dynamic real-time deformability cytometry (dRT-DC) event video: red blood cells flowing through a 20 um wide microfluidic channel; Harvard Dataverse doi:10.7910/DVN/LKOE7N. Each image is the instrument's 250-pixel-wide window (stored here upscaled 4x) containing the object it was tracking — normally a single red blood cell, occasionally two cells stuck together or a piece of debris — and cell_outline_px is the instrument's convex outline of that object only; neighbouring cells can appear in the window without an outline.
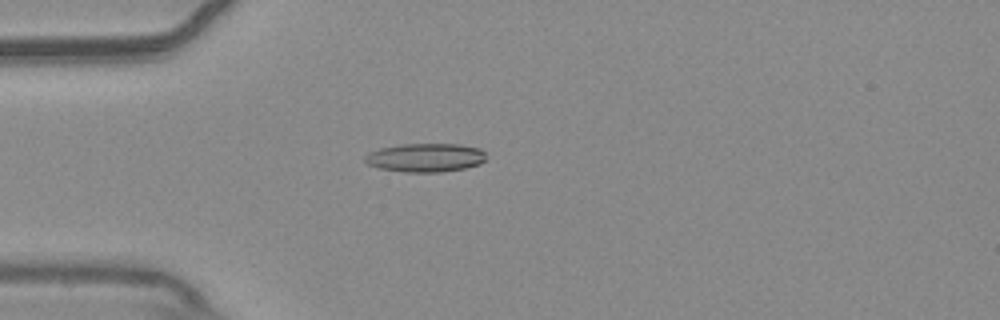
{"species": "common noctule bat (a hibernating species)", "species_latin": "Nyctalus noctula", "temperature_condition": "warm", "stored_images_in_passage": 43, "camera_frame_rate_fps": 3000, "um_per_image_px": 0.085, "animal": {"sex": "male", "body_mass_g": 20.4}, "frame": {"image": 1, "passage_image": 3, "time_ms": 0.667, "image_size_px": [1000, 320], "cell_outline_px": [[488, 160], [480, 164], [464, 168], [440, 172], [404, 172], [380, 168], [368, 164], [364, 160], [364, 156], [368, 152], [380, 148], [400, 144], [460, 144], [480, 148], [484, 152]], "centroid_in_image_um": [36.18, 13.39], "position_along_channel_um": 48.8, "area_um2": 20.4}}
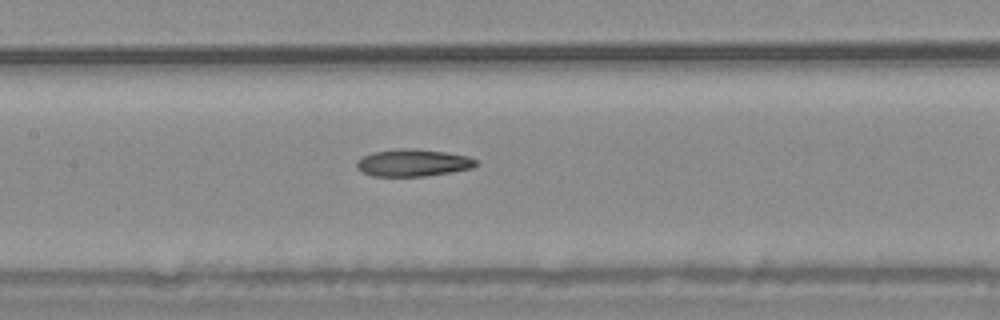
{"frame": {"image": 2, "passage_image": 14, "time_ms": 4.333, "image_size_px": [1000, 320], "cell_outline_px": [[476, 164], [472, 168], [452, 172], [424, 176], [372, 176], [356, 168], [356, 160], [372, 152], [400, 148], [416, 148], [444, 152], [468, 156], [476, 160]], "centroid_in_image_um": [35.08, 13.83], "position_along_channel_um": 172.3, "area_um2": 18.9}}
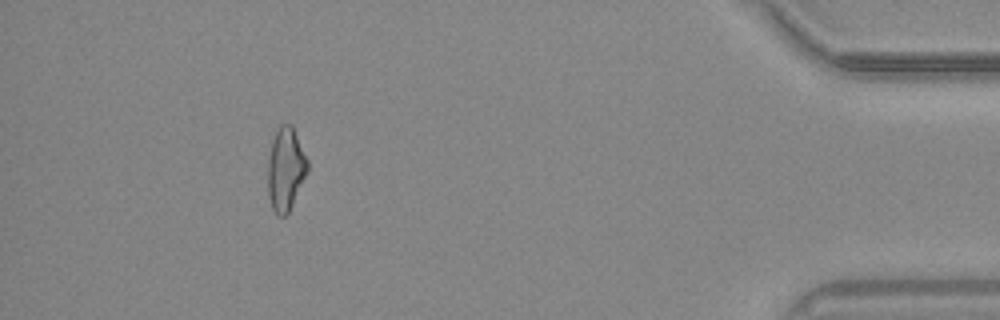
{"frame": {"image": 3, "passage_image": 38, "time_ms": 12.333, "image_size_px": [1000, 320], "cell_outline_px": [[308, 172], [288, 212], [284, 216], [280, 216], [272, 208], [268, 196], [268, 156], [272, 140], [276, 128], [280, 124], [292, 124], [308, 160]], "centroid_in_image_um": [24.27, 14.33], "position_along_channel_um": 410.9, "area_um2": 19.31}, "authors_computed_cell_mechanics": {"area_um2": 18.9584, "velocity_mm_per_s": 3.7091, "shape_relaxation_time_tau1_ms": null, "shape_relaxation_time_tau2_ms": 5.4185, "deformation_change_tau1": null, "deformation_change_tau2": 0.1658}}